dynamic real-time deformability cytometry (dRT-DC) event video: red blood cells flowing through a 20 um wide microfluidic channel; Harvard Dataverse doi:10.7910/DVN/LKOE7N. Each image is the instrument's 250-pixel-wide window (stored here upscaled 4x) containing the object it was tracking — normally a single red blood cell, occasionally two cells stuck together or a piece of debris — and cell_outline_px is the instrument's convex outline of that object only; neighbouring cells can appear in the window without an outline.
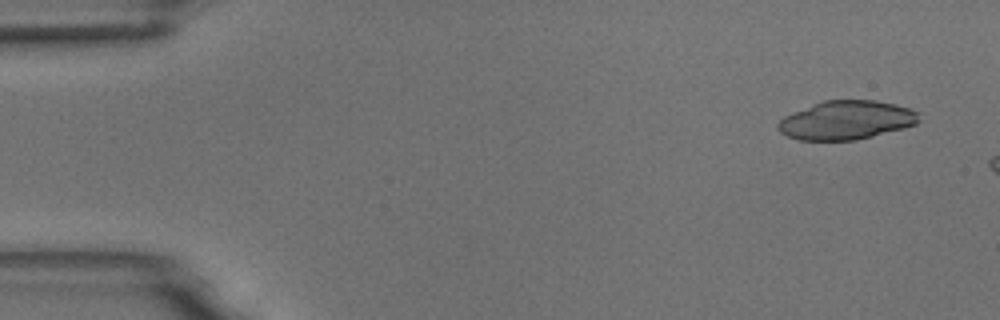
{"species": "common noctule bat (a hibernating species)", "species_latin": "Nyctalus noctula", "temperature_condition": "room temperature", "stored_images_in_passage": 9, "camera_frame_rate_fps": 3000, "um_per_image_px": 0.085, "animal": {"sex": "male", "body_mass_g": 18.8}, "frame": {"image": 1, "passage_image": 1, "time_ms": 0.0, "image_size_px": [1000, 320], "cell_outline_px": [[920, 120], [916, 124], [904, 128], [856, 140], [800, 140], [788, 136], [780, 132], [776, 128], [776, 124], [784, 116], [792, 112], [824, 100], [876, 100], [896, 104], [912, 108], [916, 112]], "centroid_in_image_um": [71.93, 10.21], "position_along_channel_um": 13.1, "area_um2": 31.91}}